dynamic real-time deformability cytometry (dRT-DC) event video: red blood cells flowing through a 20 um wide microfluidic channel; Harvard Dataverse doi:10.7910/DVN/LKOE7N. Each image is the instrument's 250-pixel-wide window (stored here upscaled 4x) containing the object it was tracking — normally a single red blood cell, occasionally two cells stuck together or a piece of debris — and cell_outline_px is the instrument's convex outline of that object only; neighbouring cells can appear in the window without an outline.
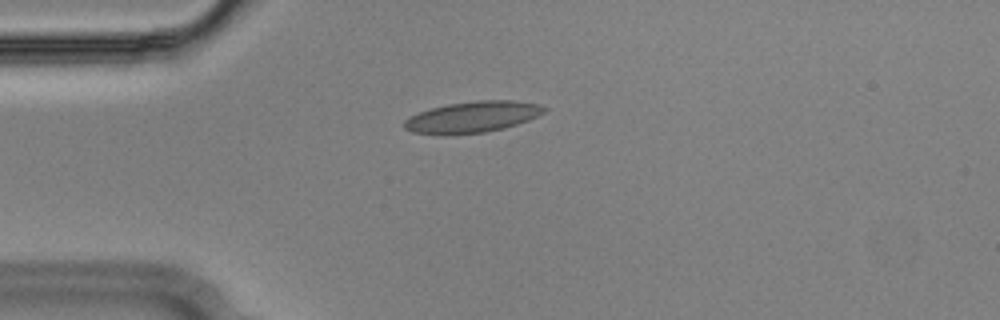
{"species": "Egyptian fruit bat (a non-hibernating species)", "species_latin": "Rousettus aegyptiacus", "temperature_condition": "cold", "stored_images_in_passage": 46, "camera_frame_rate_fps": 3000, "um_per_image_px": 0.085, "animal": {"sex": "male"}, "frame": {"image": 1, "passage_image": 5, "time_ms": 1.333, "image_size_px": [1000, 320], "cell_outline_px": [[548, 108], [544, 112], [528, 120], [504, 128], [484, 132], [412, 132], [404, 128], [404, 120], [408, 116], [432, 108], [448, 104], [476, 100], [512, 100], [540, 104]], "centroid_in_image_um": [40.22, 9.89], "position_along_channel_um": 44.8, "area_um2": 24.57}}
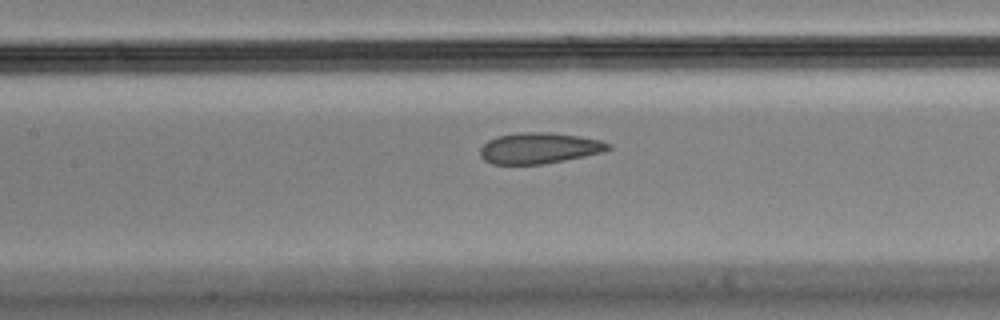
{"frame": {"image": 2, "passage_image": 16, "time_ms": 5.0, "image_size_px": [1000, 320], "cell_outline_px": [[612, 148], [604, 152], [544, 164], [492, 164], [484, 160], [480, 156], [480, 148], [488, 140], [500, 136], [520, 132], [552, 132], [600, 140], [612, 144]], "centroid_in_image_um": [45.84, 12.59], "position_along_channel_um": 161.6, "area_um2": 23.06}}
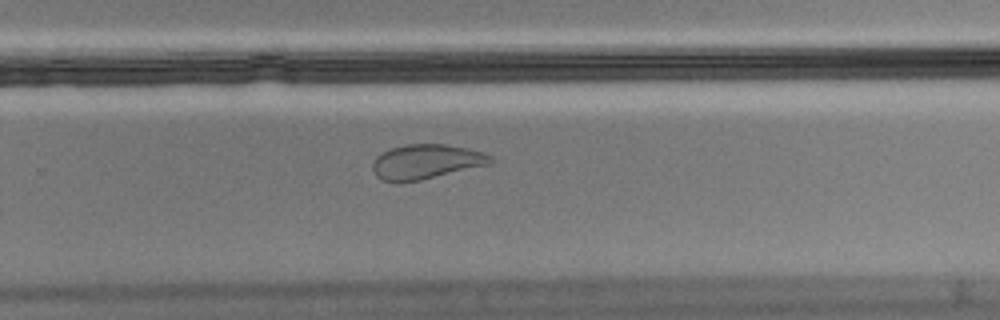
{"frame": {"image": 3, "passage_image": 27, "time_ms": 8.667, "image_size_px": [1000, 320], "cell_outline_px": [[496, 160], [492, 164], [420, 180], [384, 180], [376, 176], [372, 168], [372, 164], [376, 156], [380, 152], [404, 144], [444, 144], [468, 148], [492, 156]], "centroid_in_image_um": [36.26, 13.72], "position_along_channel_um": 293.5, "area_um2": 23.64}}